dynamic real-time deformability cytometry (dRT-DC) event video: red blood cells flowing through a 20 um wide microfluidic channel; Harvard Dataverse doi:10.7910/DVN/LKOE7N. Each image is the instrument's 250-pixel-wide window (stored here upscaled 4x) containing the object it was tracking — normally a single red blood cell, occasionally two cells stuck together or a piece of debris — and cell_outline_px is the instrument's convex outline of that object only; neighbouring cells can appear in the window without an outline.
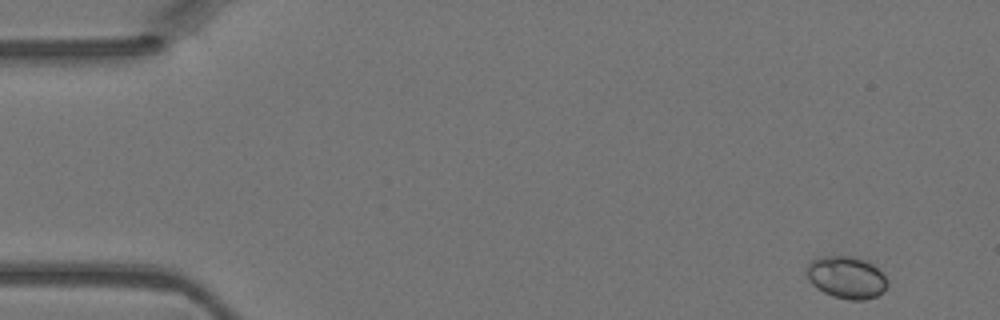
{"species": "Egyptian fruit bat (a non-hibernating species)", "species_latin": "Rousettus aegyptiacus", "temperature_condition": "warm", "stored_images_in_passage": 44, "camera_frame_rate_fps": 3000, "um_per_image_px": 0.085, "animal": {"sex": "female"}, "frame": {"image": 1, "passage_image": 1, "time_ms": 0.0, "image_size_px": [1000, 320], "cell_outline_px": [[888, 284], [884, 292], [876, 296], [864, 300], [848, 300], [832, 296], [816, 288], [808, 280], [808, 264], [812, 260], [824, 256], [852, 256], [864, 260], [872, 264], [884, 276]], "centroid_in_image_um": [71.95, 23.6], "position_along_channel_um": 13.0, "area_um2": 19.71}}
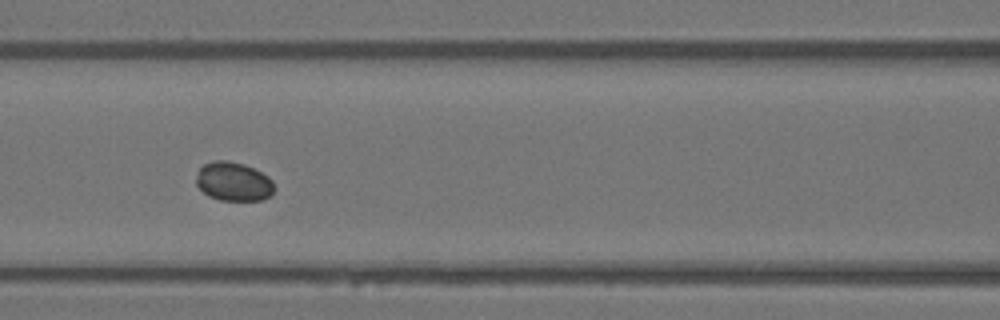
{"frame": {"image": 2, "passage_image": 18, "time_ms": 5.667, "image_size_px": [1000, 320], "cell_outline_px": [[276, 188], [264, 200], [220, 200], [208, 196], [196, 184], [196, 176], [200, 168], [204, 164], [212, 160], [228, 160], [244, 164], [268, 176], [272, 180]], "centroid_in_image_um": [19.84, 15.43], "position_along_channel_um": 146.8, "area_um2": 17.74}}
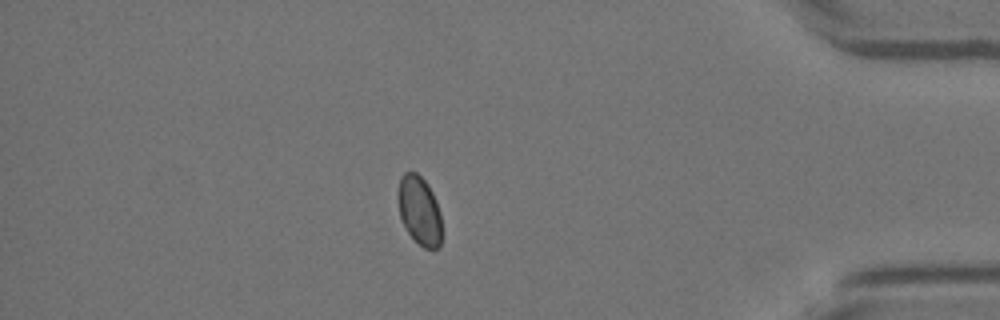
{"frame": {"image": 3, "passage_image": 38, "time_ms": 12.333, "image_size_px": [1000, 320], "cell_outline_px": [[440, 248], [424, 248], [408, 232], [400, 216], [396, 192], [400, 176], [404, 172], [416, 172], [428, 184], [436, 200], [440, 212]], "centroid_in_image_um": [35.62, 17.84], "position_along_channel_um": 399.6, "area_um2": 17.51}}